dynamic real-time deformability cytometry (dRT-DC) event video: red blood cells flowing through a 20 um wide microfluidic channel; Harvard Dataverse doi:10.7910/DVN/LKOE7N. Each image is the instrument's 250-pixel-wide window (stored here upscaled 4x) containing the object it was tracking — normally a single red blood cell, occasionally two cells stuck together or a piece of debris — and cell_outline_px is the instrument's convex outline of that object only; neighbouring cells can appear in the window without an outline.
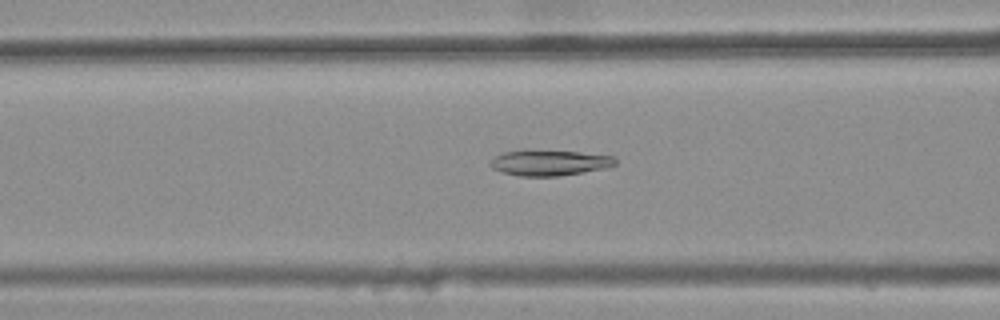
{"species": "common noctule bat (a hibernating species)", "species_latin": "Nyctalus noctula", "temperature_condition": "warm", "stored_images_in_passage": 36, "camera_frame_rate_fps": 3000, "um_per_image_px": 0.085, "animal": {"sex": "female", "body_mass_g": 25.1}, "frame": {"image": 1, "passage_image": 11, "time_ms": 3.333, "image_size_px": [1000, 320], "cell_outline_px": [[616, 164], [608, 168], [560, 176], [520, 176], [500, 172], [492, 168], [488, 164], [488, 160], [504, 152], [580, 152], [616, 156]], "centroid_in_image_um": [46.74, 13.87], "position_along_channel_um": 119.9, "area_um2": 18.32}}
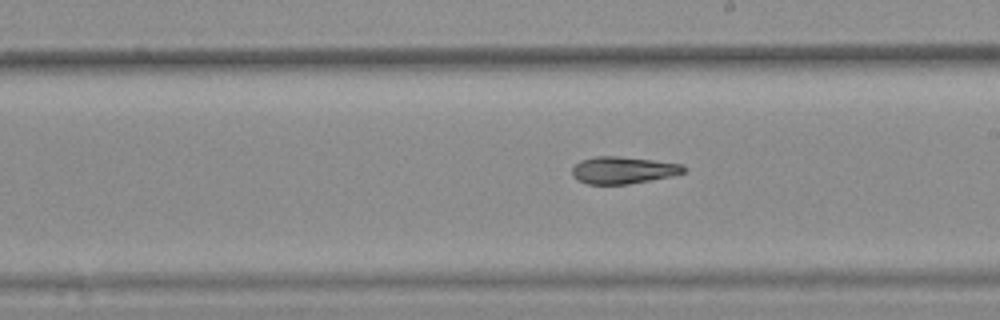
{"frame": {"image": 2, "passage_image": 20, "time_ms": 6.333, "image_size_px": [1000, 320], "cell_outline_px": [[688, 168], [684, 172], [672, 176], [628, 184], [588, 184], [576, 180], [572, 176], [572, 168], [580, 160], [596, 156], [620, 156], [684, 164]], "centroid_in_image_um": [52.97, 14.46], "position_along_channel_um": 236.0, "area_um2": 17.74}}
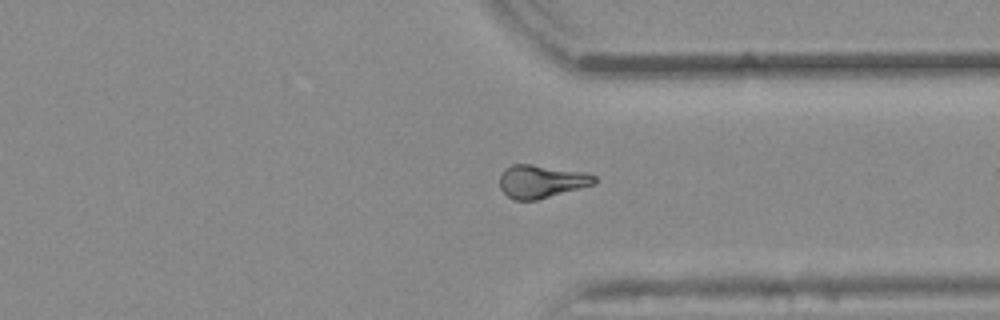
{"frame": {"image": 3, "passage_image": 30, "time_ms": 9.667, "image_size_px": [1000, 320], "cell_outline_px": [[596, 184], [536, 200], [512, 200], [500, 188], [500, 176], [504, 168], [512, 164], [532, 164], [584, 172], [596, 176]], "centroid_in_image_um": [46.01, 15.41], "position_along_channel_um": 365.4, "area_um2": 18.26}}